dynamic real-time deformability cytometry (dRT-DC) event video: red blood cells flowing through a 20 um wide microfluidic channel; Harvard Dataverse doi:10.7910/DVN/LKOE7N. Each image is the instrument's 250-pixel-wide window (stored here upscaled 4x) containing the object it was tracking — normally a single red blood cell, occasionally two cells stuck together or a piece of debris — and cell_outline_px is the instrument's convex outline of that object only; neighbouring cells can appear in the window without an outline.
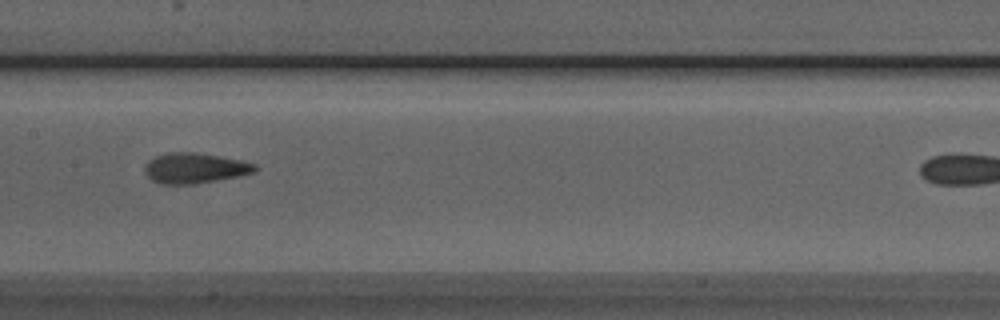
{"species": "Egyptian fruit bat (a non-hibernating species)", "species_latin": "Rousettus aegyptiacus", "temperature_condition": "room temperature", "stored_images_in_passage": 36, "camera_frame_rate_fps": 3000, "um_per_image_px": 0.085, "animal": {"sex": "male"}, "frame": {"image": 1, "passage_image": 19, "time_ms": 6.0, "image_size_px": [1000, 320], "cell_outline_px": [[260, 168], [256, 172], [216, 180], [192, 184], [160, 184], [152, 180], [144, 172], [144, 164], [148, 160], [156, 156], [168, 152], [192, 152], [220, 156], [240, 160], [256, 164]], "centroid_in_image_um": [16.54, 14.28], "position_along_channel_um": 190.9, "area_um2": 19.54}}
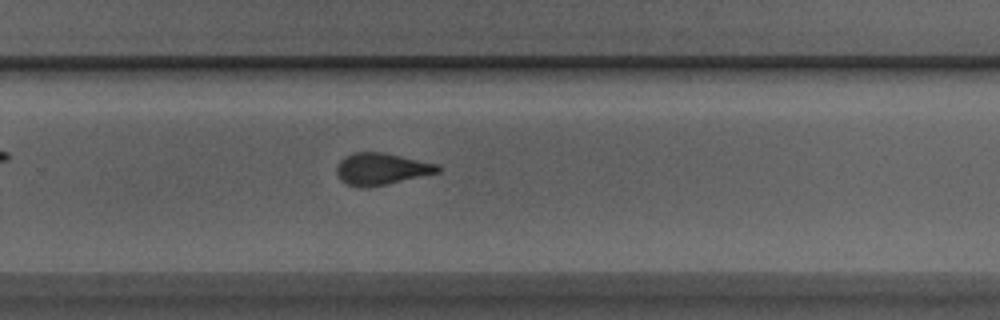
{"frame": {"image": 2, "passage_image": 27, "time_ms": 8.667, "image_size_px": [1000, 320], "cell_outline_px": [[440, 172], [388, 184], [368, 188], [356, 188], [340, 180], [336, 176], [336, 164], [344, 156], [352, 152], [384, 152], [436, 164], [440, 168]], "centroid_in_image_um": [32.34, 14.37], "position_along_channel_um": 297.5, "area_um2": 19.02}}
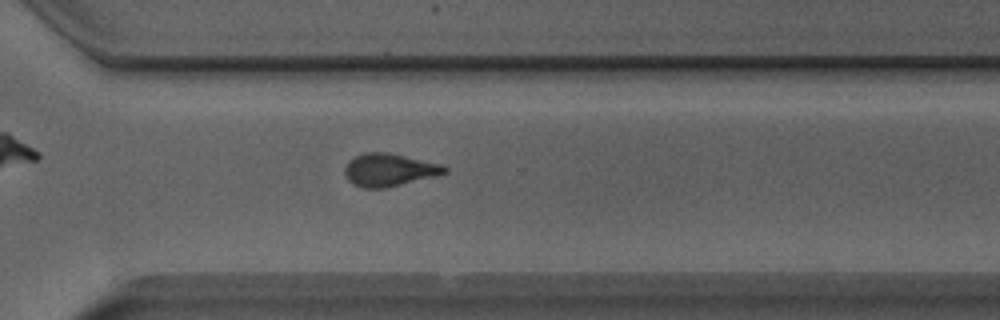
{"frame": {"image": 3, "passage_image": 30, "time_ms": 9.667, "image_size_px": [1000, 320], "cell_outline_px": [[448, 172], [436, 176], [384, 188], [364, 188], [352, 184], [344, 176], [344, 168], [348, 160], [364, 152], [388, 152], [440, 164], [448, 168]], "centroid_in_image_um": [33.04, 14.44], "position_along_channel_um": 337.6, "area_um2": 19.07}, "authors_computed_cell_mechanics": {"area_um2": 19.1896, "velocity_mm_per_s": 4.0069, "shape_relaxation_time_tau1_ms": null, "shape_relaxation_time_tau2_ms": 1.7563, "deformation_change_tau1": null, "deformation_change_tau2": 0.0748}}